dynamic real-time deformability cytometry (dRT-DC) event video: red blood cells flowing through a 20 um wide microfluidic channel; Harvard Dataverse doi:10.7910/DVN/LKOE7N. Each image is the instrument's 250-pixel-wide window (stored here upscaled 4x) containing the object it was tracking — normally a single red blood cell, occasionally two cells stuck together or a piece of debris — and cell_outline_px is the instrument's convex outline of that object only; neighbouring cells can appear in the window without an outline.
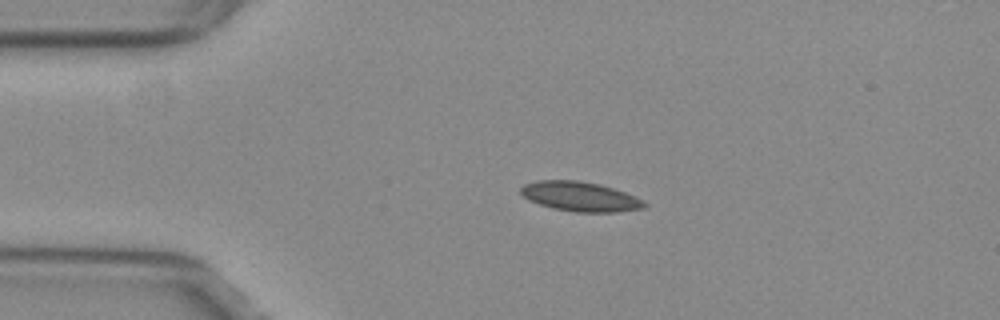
{"species": "common noctule bat (a hibernating species)", "species_latin": "Nyctalus noctula", "temperature_condition": "warm", "stored_images_in_passage": 53, "camera_frame_rate_fps": 3000, "um_per_image_px": 0.085, "animal": {"sex": "female", "body_mass_g": 29.2, "forearm_length_mm": 56.3}, "frame": {"image": 1, "passage_image": 11, "time_ms": 3.333, "image_size_px": [1000, 320], "cell_outline_px": [[648, 204], [644, 208], [616, 212], [576, 212], [552, 208], [528, 200], [520, 192], [520, 188], [524, 184], [536, 180], [580, 180], [600, 184], [624, 192], [644, 200]], "centroid_in_image_um": [49.31, 16.7], "position_along_channel_um": 35.7, "area_um2": 21.39}}
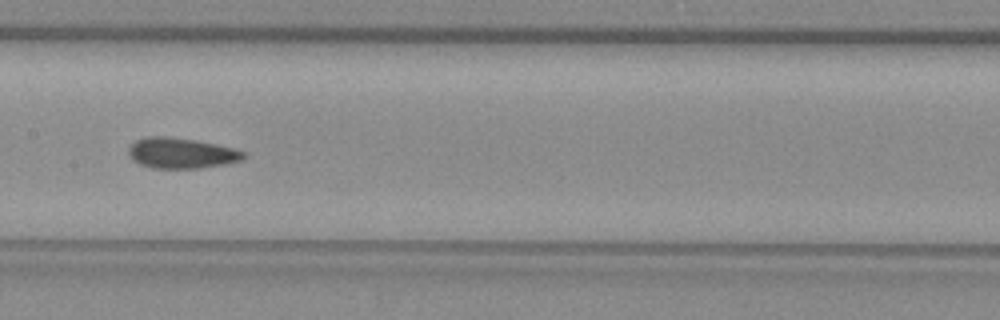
{"frame": {"image": 2, "passage_image": 26, "time_ms": 8.333, "image_size_px": [1000, 320], "cell_outline_px": [[248, 156], [240, 160], [224, 164], [200, 168], [152, 168], [140, 164], [132, 160], [128, 152], [128, 148], [136, 140], [144, 136], [168, 136], [196, 140], [216, 144], [248, 152]], "centroid_in_image_um": [15.41, 13.0], "position_along_channel_um": 192.0, "area_um2": 20.63}}
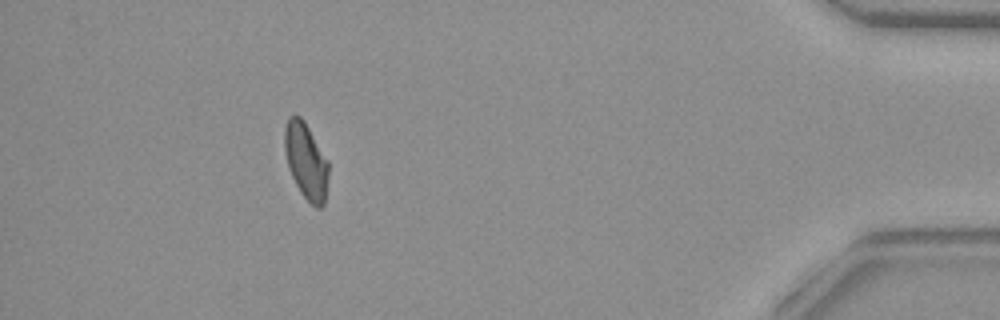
{"frame": {"image": 3, "passage_image": 48, "time_ms": 15.667, "image_size_px": [1000, 320], "cell_outline_px": [[328, 176], [324, 204], [320, 208], [316, 208], [300, 192], [288, 168], [284, 152], [284, 128], [288, 116], [300, 116], [304, 120], [328, 160]], "centroid_in_image_um": [25.99, 13.66], "position_along_channel_um": 409.2, "area_um2": 19.54}, "authors_computed_cell_mechanics": {"area_um2": 20.23, "velocity_mm_per_s": 3.8184, "shape_relaxation_time_tau1_ms": null, "shape_relaxation_time_tau2_ms": 2.2031, "deformation_change_tau1": null, "deformation_change_tau2": 0.0695}}